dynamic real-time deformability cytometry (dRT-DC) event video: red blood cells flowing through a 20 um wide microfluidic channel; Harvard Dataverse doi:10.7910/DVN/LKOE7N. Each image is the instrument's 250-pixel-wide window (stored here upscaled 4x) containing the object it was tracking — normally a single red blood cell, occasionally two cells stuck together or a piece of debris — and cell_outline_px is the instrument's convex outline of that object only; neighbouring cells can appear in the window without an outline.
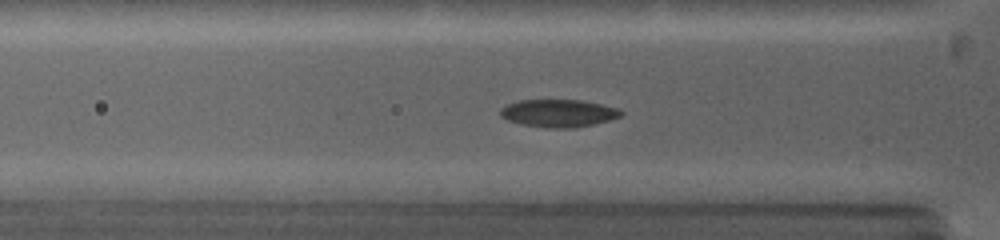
{"species": "common noctule bat (a hibernating species)", "species_latin": "Nyctalus noctula", "temperature_condition": "warm", "stored_images_in_passage": 9, "camera_frame_rate_fps": 5000, "um_per_image_px": 0.085, "animal": {"sex": "female", "body_mass_g": 19.0, "forearm_length_mm": 53.3}, "frame": {"image": 1, "passage_image": 3, "time_ms": 0.2, "image_size_px": [1000, 240], "cell_outline_px": [[624, 112], [620, 116], [608, 120], [576, 128], [544, 128], [520, 124], [508, 120], [500, 116], [500, 108], [516, 100], [580, 100], [600, 104], [616, 108]], "centroid_in_image_um": [47.42, 9.63], "position_along_channel_um": 78.4, "area_um2": 19.42}}
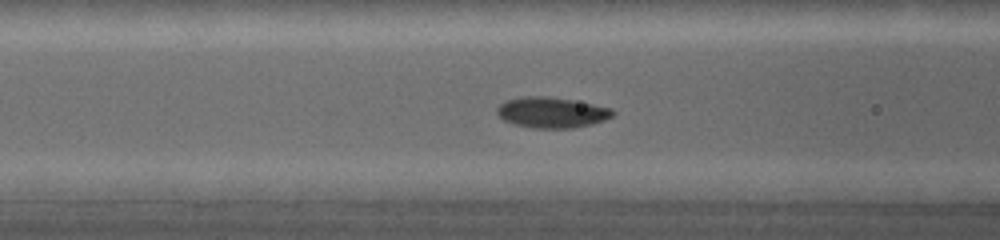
{"frame": {"image": 2, "passage_image": 5, "time_ms": 1.2, "image_size_px": [1000, 240], "cell_outline_px": [[616, 112], [612, 116], [604, 120], [592, 124], [572, 128], [532, 128], [512, 124], [504, 120], [496, 112], [496, 108], [504, 100], [524, 96], [548, 96], [572, 100], [612, 108]], "centroid_in_image_um": [46.87, 9.56], "position_along_channel_um": 119.7, "area_um2": 20.81}}
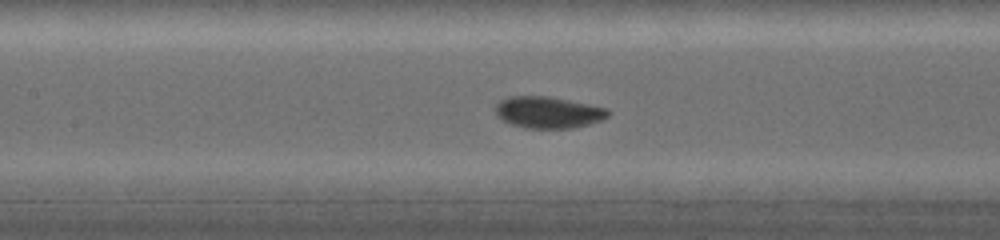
{"frame": {"image": 3, "passage_image": 7, "time_ms": 2.2, "image_size_px": [1000, 240], "cell_outline_px": [[608, 116], [600, 120], [588, 124], [572, 128], [528, 128], [512, 124], [504, 120], [496, 112], [496, 104], [500, 100], [508, 96], [548, 96], [608, 108]], "centroid_in_image_um": [46.59, 9.54], "position_along_channel_um": 160.8, "area_um2": 20.4}}